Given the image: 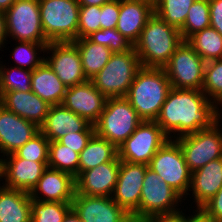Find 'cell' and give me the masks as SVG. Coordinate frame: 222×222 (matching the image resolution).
I'll return each instance as SVG.
<instances>
[{"label": "cell", "instance_id": "obj_1", "mask_svg": "<svg viewBox=\"0 0 222 222\" xmlns=\"http://www.w3.org/2000/svg\"><path fill=\"white\" fill-rule=\"evenodd\" d=\"M217 107L202 90L171 88L155 122L176 139L211 128L221 117Z\"/></svg>", "mask_w": 222, "mask_h": 222}, {"label": "cell", "instance_id": "obj_2", "mask_svg": "<svg viewBox=\"0 0 222 222\" xmlns=\"http://www.w3.org/2000/svg\"><path fill=\"white\" fill-rule=\"evenodd\" d=\"M171 88L164 68L141 67L125 98L143 121H155Z\"/></svg>", "mask_w": 222, "mask_h": 222}, {"label": "cell", "instance_id": "obj_3", "mask_svg": "<svg viewBox=\"0 0 222 222\" xmlns=\"http://www.w3.org/2000/svg\"><path fill=\"white\" fill-rule=\"evenodd\" d=\"M182 41L180 30L154 13L133 47L142 67L163 68Z\"/></svg>", "mask_w": 222, "mask_h": 222}, {"label": "cell", "instance_id": "obj_4", "mask_svg": "<svg viewBox=\"0 0 222 222\" xmlns=\"http://www.w3.org/2000/svg\"><path fill=\"white\" fill-rule=\"evenodd\" d=\"M141 63L134 47L112 53L109 61L90 81L106 98L125 97Z\"/></svg>", "mask_w": 222, "mask_h": 222}, {"label": "cell", "instance_id": "obj_5", "mask_svg": "<svg viewBox=\"0 0 222 222\" xmlns=\"http://www.w3.org/2000/svg\"><path fill=\"white\" fill-rule=\"evenodd\" d=\"M143 122L125 97L107 98L94 124L95 134L119 148Z\"/></svg>", "mask_w": 222, "mask_h": 222}, {"label": "cell", "instance_id": "obj_6", "mask_svg": "<svg viewBox=\"0 0 222 222\" xmlns=\"http://www.w3.org/2000/svg\"><path fill=\"white\" fill-rule=\"evenodd\" d=\"M42 29L49 42L74 41L78 34V0H38Z\"/></svg>", "mask_w": 222, "mask_h": 222}, {"label": "cell", "instance_id": "obj_7", "mask_svg": "<svg viewBox=\"0 0 222 222\" xmlns=\"http://www.w3.org/2000/svg\"><path fill=\"white\" fill-rule=\"evenodd\" d=\"M139 205V222L180 212L176 204L182 197L150 168L146 169Z\"/></svg>", "mask_w": 222, "mask_h": 222}, {"label": "cell", "instance_id": "obj_8", "mask_svg": "<svg viewBox=\"0 0 222 222\" xmlns=\"http://www.w3.org/2000/svg\"><path fill=\"white\" fill-rule=\"evenodd\" d=\"M148 168L174 189L182 198L189 192L192 172L175 139H169L152 157Z\"/></svg>", "mask_w": 222, "mask_h": 222}, {"label": "cell", "instance_id": "obj_9", "mask_svg": "<svg viewBox=\"0 0 222 222\" xmlns=\"http://www.w3.org/2000/svg\"><path fill=\"white\" fill-rule=\"evenodd\" d=\"M4 14L6 36L16 43H49L42 29L38 0H16Z\"/></svg>", "mask_w": 222, "mask_h": 222}, {"label": "cell", "instance_id": "obj_10", "mask_svg": "<svg viewBox=\"0 0 222 222\" xmlns=\"http://www.w3.org/2000/svg\"><path fill=\"white\" fill-rule=\"evenodd\" d=\"M219 122L220 118L211 128L175 139L191 172L210 161L222 158V130L219 128Z\"/></svg>", "mask_w": 222, "mask_h": 222}, {"label": "cell", "instance_id": "obj_11", "mask_svg": "<svg viewBox=\"0 0 222 222\" xmlns=\"http://www.w3.org/2000/svg\"><path fill=\"white\" fill-rule=\"evenodd\" d=\"M205 64L187 41H182L163 68L172 88L201 90Z\"/></svg>", "mask_w": 222, "mask_h": 222}, {"label": "cell", "instance_id": "obj_12", "mask_svg": "<svg viewBox=\"0 0 222 222\" xmlns=\"http://www.w3.org/2000/svg\"><path fill=\"white\" fill-rule=\"evenodd\" d=\"M169 140L155 121H143L118 148L120 161L148 165L155 153Z\"/></svg>", "mask_w": 222, "mask_h": 222}, {"label": "cell", "instance_id": "obj_13", "mask_svg": "<svg viewBox=\"0 0 222 222\" xmlns=\"http://www.w3.org/2000/svg\"><path fill=\"white\" fill-rule=\"evenodd\" d=\"M148 165L121 161L117 182L111 198L123 208L133 222H139L142 183Z\"/></svg>", "mask_w": 222, "mask_h": 222}, {"label": "cell", "instance_id": "obj_14", "mask_svg": "<svg viewBox=\"0 0 222 222\" xmlns=\"http://www.w3.org/2000/svg\"><path fill=\"white\" fill-rule=\"evenodd\" d=\"M49 51L51 57H46L45 61L66 87L88 81L83 72L79 50L72 41L49 42L46 53Z\"/></svg>", "mask_w": 222, "mask_h": 222}, {"label": "cell", "instance_id": "obj_15", "mask_svg": "<svg viewBox=\"0 0 222 222\" xmlns=\"http://www.w3.org/2000/svg\"><path fill=\"white\" fill-rule=\"evenodd\" d=\"M72 209L82 222H133L132 217L111 197L75 192Z\"/></svg>", "mask_w": 222, "mask_h": 222}, {"label": "cell", "instance_id": "obj_16", "mask_svg": "<svg viewBox=\"0 0 222 222\" xmlns=\"http://www.w3.org/2000/svg\"><path fill=\"white\" fill-rule=\"evenodd\" d=\"M0 158V179L5 187L30 193L42 177L48 163L28 161L19 158L15 153ZM7 158V159H6Z\"/></svg>", "mask_w": 222, "mask_h": 222}, {"label": "cell", "instance_id": "obj_17", "mask_svg": "<svg viewBox=\"0 0 222 222\" xmlns=\"http://www.w3.org/2000/svg\"><path fill=\"white\" fill-rule=\"evenodd\" d=\"M107 98L88 80L67 87L62 105L94 125L103 112Z\"/></svg>", "mask_w": 222, "mask_h": 222}, {"label": "cell", "instance_id": "obj_18", "mask_svg": "<svg viewBox=\"0 0 222 222\" xmlns=\"http://www.w3.org/2000/svg\"><path fill=\"white\" fill-rule=\"evenodd\" d=\"M40 128L0 104V153H15L33 138Z\"/></svg>", "mask_w": 222, "mask_h": 222}, {"label": "cell", "instance_id": "obj_19", "mask_svg": "<svg viewBox=\"0 0 222 222\" xmlns=\"http://www.w3.org/2000/svg\"><path fill=\"white\" fill-rule=\"evenodd\" d=\"M121 161L114 160L81 172L76 178V193L87 196L111 197L117 182Z\"/></svg>", "mask_w": 222, "mask_h": 222}, {"label": "cell", "instance_id": "obj_20", "mask_svg": "<svg viewBox=\"0 0 222 222\" xmlns=\"http://www.w3.org/2000/svg\"><path fill=\"white\" fill-rule=\"evenodd\" d=\"M75 192L76 183L72 175L47 167L29 194L35 201L72 202Z\"/></svg>", "mask_w": 222, "mask_h": 222}, {"label": "cell", "instance_id": "obj_21", "mask_svg": "<svg viewBox=\"0 0 222 222\" xmlns=\"http://www.w3.org/2000/svg\"><path fill=\"white\" fill-rule=\"evenodd\" d=\"M39 128L49 141H57L70 133L95 132L94 125L62 104L50 106L45 121Z\"/></svg>", "mask_w": 222, "mask_h": 222}, {"label": "cell", "instance_id": "obj_22", "mask_svg": "<svg viewBox=\"0 0 222 222\" xmlns=\"http://www.w3.org/2000/svg\"><path fill=\"white\" fill-rule=\"evenodd\" d=\"M153 14L154 0H120L116 29L134 45Z\"/></svg>", "mask_w": 222, "mask_h": 222}, {"label": "cell", "instance_id": "obj_23", "mask_svg": "<svg viewBox=\"0 0 222 222\" xmlns=\"http://www.w3.org/2000/svg\"><path fill=\"white\" fill-rule=\"evenodd\" d=\"M0 104L38 127L44 123L51 106L33 91L0 92Z\"/></svg>", "mask_w": 222, "mask_h": 222}, {"label": "cell", "instance_id": "obj_24", "mask_svg": "<svg viewBox=\"0 0 222 222\" xmlns=\"http://www.w3.org/2000/svg\"><path fill=\"white\" fill-rule=\"evenodd\" d=\"M221 187L222 158L210 161L192 172L189 191L193 193L197 210L214 197Z\"/></svg>", "mask_w": 222, "mask_h": 222}, {"label": "cell", "instance_id": "obj_25", "mask_svg": "<svg viewBox=\"0 0 222 222\" xmlns=\"http://www.w3.org/2000/svg\"><path fill=\"white\" fill-rule=\"evenodd\" d=\"M66 90L67 87L46 61L32 71L31 91L49 105L61 104Z\"/></svg>", "mask_w": 222, "mask_h": 222}, {"label": "cell", "instance_id": "obj_26", "mask_svg": "<svg viewBox=\"0 0 222 222\" xmlns=\"http://www.w3.org/2000/svg\"><path fill=\"white\" fill-rule=\"evenodd\" d=\"M0 222H31L30 194L0 185Z\"/></svg>", "mask_w": 222, "mask_h": 222}, {"label": "cell", "instance_id": "obj_27", "mask_svg": "<svg viewBox=\"0 0 222 222\" xmlns=\"http://www.w3.org/2000/svg\"><path fill=\"white\" fill-rule=\"evenodd\" d=\"M72 42L79 50L83 72L88 80L103 69L113 53L108 47L96 44L87 37Z\"/></svg>", "mask_w": 222, "mask_h": 222}, {"label": "cell", "instance_id": "obj_28", "mask_svg": "<svg viewBox=\"0 0 222 222\" xmlns=\"http://www.w3.org/2000/svg\"><path fill=\"white\" fill-rule=\"evenodd\" d=\"M79 155L80 174L114 160L118 156V148L108 140L94 134Z\"/></svg>", "mask_w": 222, "mask_h": 222}, {"label": "cell", "instance_id": "obj_29", "mask_svg": "<svg viewBox=\"0 0 222 222\" xmlns=\"http://www.w3.org/2000/svg\"><path fill=\"white\" fill-rule=\"evenodd\" d=\"M187 43L207 62L222 59V35L208 27L191 35Z\"/></svg>", "mask_w": 222, "mask_h": 222}, {"label": "cell", "instance_id": "obj_30", "mask_svg": "<svg viewBox=\"0 0 222 222\" xmlns=\"http://www.w3.org/2000/svg\"><path fill=\"white\" fill-rule=\"evenodd\" d=\"M196 0H154V13L168 25L181 29Z\"/></svg>", "mask_w": 222, "mask_h": 222}, {"label": "cell", "instance_id": "obj_31", "mask_svg": "<svg viewBox=\"0 0 222 222\" xmlns=\"http://www.w3.org/2000/svg\"><path fill=\"white\" fill-rule=\"evenodd\" d=\"M79 153L60 144L49 142L48 167L68 173L76 178L79 175Z\"/></svg>", "mask_w": 222, "mask_h": 222}, {"label": "cell", "instance_id": "obj_32", "mask_svg": "<svg viewBox=\"0 0 222 222\" xmlns=\"http://www.w3.org/2000/svg\"><path fill=\"white\" fill-rule=\"evenodd\" d=\"M210 27L209 0H196L187 14L184 26L180 29L183 41L194 33Z\"/></svg>", "mask_w": 222, "mask_h": 222}, {"label": "cell", "instance_id": "obj_33", "mask_svg": "<svg viewBox=\"0 0 222 222\" xmlns=\"http://www.w3.org/2000/svg\"><path fill=\"white\" fill-rule=\"evenodd\" d=\"M72 202H46L31 199V222H63Z\"/></svg>", "mask_w": 222, "mask_h": 222}, {"label": "cell", "instance_id": "obj_34", "mask_svg": "<svg viewBox=\"0 0 222 222\" xmlns=\"http://www.w3.org/2000/svg\"><path fill=\"white\" fill-rule=\"evenodd\" d=\"M201 90L210 101L222 105V59L206 62Z\"/></svg>", "mask_w": 222, "mask_h": 222}, {"label": "cell", "instance_id": "obj_35", "mask_svg": "<svg viewBox=\"0 0 222 222\" xmlns=\"http://www.w3.org/2000/svg\"><path fill=\"white\" fill-rule=\"evenodd\" d=\"M0 65V92L31 91L32 71L17 66L5 68L1 63Z\"/></svg>", "mask_w": 222, "mask_h": 222}, {"label": "cell", "instance_id": "obj_36", "mask_svg": "<svg viewBox=\"0 0 222 222\" xmlns=\"http://www.w3.org/2000/svg\"><path fill=\"white\" fill-rule=\"evenodd\" d=\"M48 44L19 41L12 52V57L17 63V67L30 71L36 69L45 61V57L39 56L38 52H45Z\"/></svg>", "mask_w": 222, "mask_h": 222}, {"label": "cell", "instance_id": "obj_37", "mask_svg": "<svg viewBox=\"0 0 222 222\" xmlns=\"http://www.w3.org/2000/svg\"><path fill=\"white\" fill-rule=\"evenodd\" d=\"M49 140L39 131L26 144L20 147L15 154L28 161L48 163Z\"/></svg>", "mask_w": 222, "mask_h": 222}, {"label": "cell", "instance_id": "obj_38", "mask_svg": "<svg viewBox=\"0 0 222 222\" xmlns=\"http://www.w3.org/2000/svg\"><path fill=\"white\" fill-rule=\"evenodd\" d=\"M87 38L96 43L108 47L113 53L124 52L133 48V45L116 28L101 29L92 32Z\"/></svg>", "mask_w": 222, "mask_h": 222}, {"label": "cell", "instance_id": "obj_39", "mask_svg": "<svg viewBox=\"0 0 222 222\" xmlns=\"http://www.w3.org/2000/svg\"><path fill=\"white\" fill-rule=\"evenodd\" d=\"M98 30H101V7L80 6L77 39L85 38Z\"/></svg>", "mask_w": 222, "mask_h": 222}, {"label": "cell", "instance_id": "obj_40", "mask_svg": "<svg viewBox=\"0 0 222 222\" xmlns=\"http://www.w3.org/2000/svg\"><path fill=\"white\" fill-rule=\"evenodd\" d=\"M120 13V0H112L101 6V29H115Z\"/></svg>", "mask_w": 222, "mask_h": 222}, {"label": "cell", "instance_id": "obj_41", "mask_svg": "<svg viewBox=\"0 0 222 222\" xmlns=\"http://www.w3.org/2000/svg\"><path fill=\"white\" fill-rule=\"evenodd\" d=\"M95 132H77L62 136L57 141L80 154Z\"/></svg>", "mask_w": 222, "mask_h": 222}, {"label": "cell", "instance_id": "obj_42", "mask_svg": "<svg viewBox=\"0 0 222 222\" xmlns=\"http://www.w3.org/2000/svg\"><path fill=\"white\" fill-rule=\"evenodd\" d=\"M199 211L204 217L213 222H222V187Z\"/></svg>", "mask_w": 222, "mask_h": 222}, {"label": "cell", "instance_id": "obj_43", "mask_svg": "<svg viewBox=\"0 0 222 222\" xmlns=\"http://www.w3.org/2000/svg\"><path fill=\"white\" fill-rule=\"evenodd\" d=\"M210 27L222 35V0H209Z\"/></svg>", "mask_w": 222, "mask_h": 222}, {"label": "cell", "instance_id": "obj_44", "mask_svg": "<svg viewBox=\"0 0 222 222\" xmlns=\"http://www.w3.org/2000/svg\"><path fill=\"white\" fill-rule=\"evenodd\" d=\"M194 216H184L185 214L180 211L174 214L159 216L153 218L150 222H192L199 214L200 211L196 210Z\"/></svg>", "mask_w": 222, "mask_h": 222}, {"label": "cell", "instance_id": "obj_45", "mask_svg": "<svg viewBox=\"0 0 222 222\" xmlns=\"http://www.w3.org/2000/svg\"><path fill=\"white\" fill-rule=\"evenodd\" d=\"M7 40L6 36V24H5V14L3 12H0V48L5 41Z\"/></svg>", "mask_w": 222, "mask_h": 222}, {"label": "cell", "instance_id": "obj_46", "mask_svg": "<svg viewBox=\"0 0 222 222\" xmlns=\"http://www.w3.org/2000/svg\"><path fill=\"white\" fill-rule=\"evenodd\" d=\"M112 0H78L80 6H103Z\"/></svg>", "mask_w": 222, "mask_h": 222}, {"label": "cell", "instance_id": "obj_47", "mask_svg": "<svg viewBox=\"0 0 222 222\" xmlns=\"http://www.w3.org/2000/svg\"><path fill=\"white\" fill-rule=\"evenodd\" d=\"M63 222H82L78 215L74 212L73 209H71L67 215L65 216Z\"/></svg>", "mask_w": 222, "mask_h": 222}, {"label": "cell", "instance_id": "obj_48", "mask_svg": "<svg viewBox=\"0 0 222 222\" xmlns=\"http://www.w3.org/2000/svg\"><path fill=\"white\" fill-rule=\"evenodd\" d=\"M16 0H0V12L5 13Z\"/></svg>", "mask_w": 222, "mask_h": 222}, {"label": "cell", "instance_id": "obj_49", "mask_svg": "<svg viewBox=\"0 0 222 222\" xmlns=\"http://www.w3.org/2000/svg\"><path fill=\"white\" fill-rule=\"evenodd\" d=\"M192 222H213L206 217H204L201 213L192 221Z\"/></svg>", "mask_w": 222, "mask_h": 222}]
</instances>
